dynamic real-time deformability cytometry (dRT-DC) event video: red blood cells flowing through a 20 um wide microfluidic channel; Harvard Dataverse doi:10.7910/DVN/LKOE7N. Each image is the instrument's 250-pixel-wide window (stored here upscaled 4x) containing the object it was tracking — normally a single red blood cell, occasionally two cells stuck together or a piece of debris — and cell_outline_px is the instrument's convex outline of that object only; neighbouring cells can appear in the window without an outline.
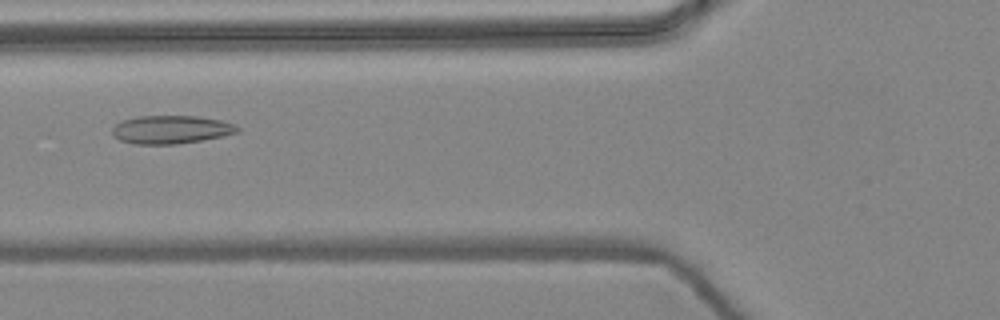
{"species": "common noctule bat (a hibernating species)", "species_latin": "Nyctalus noctula", "temperature_condition": "warm", "stored_images_in_passage": 8, "camera_frame_rate_fps": 3000, "um_per_image_px": 0.085, "animal": {"sex": "female", "body_mass_g": 24.6, "forearm_length_mm": 56.2}, "frame": {"image": 1, "passage_image": 6, "time_ms": 1.667, "image_size_px": [1000, 320], "cell_outline_px": [[240, 132], [200, 140], [176, 144], [132, 144], [120, 140], [112, 136], [112, 128], [116, 124], [124, 120], [140, 116], [196, 116], [220, 120], [236, 124], [240, 128]], "centroid_in_image_um": [14.53, 11.01], "position_along_channel_um": 111.3, "area_um2": 20.52}}
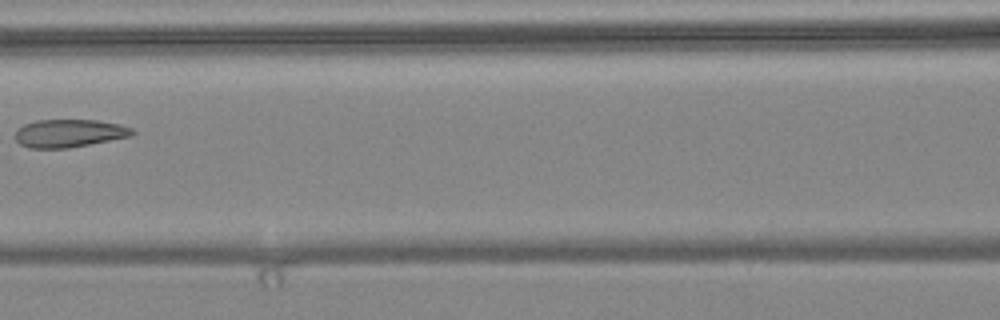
{"frame": {"image": 2, "passage_image": 7, "time_ms": 2.0, "image_size_px": [1000, 320], "cell_outline_px": [[136, 132], [132, 136], [68, 148], [28, 148], [20, 144], [16, 140], [16, 128], [24, 124], [36, 120], [96, 120], [120, 124], [132, 128]], "centroid_in_image_um": [5.88, 11.32], "position_along_channel_um": 160.7, "area_um2": 19.13}}
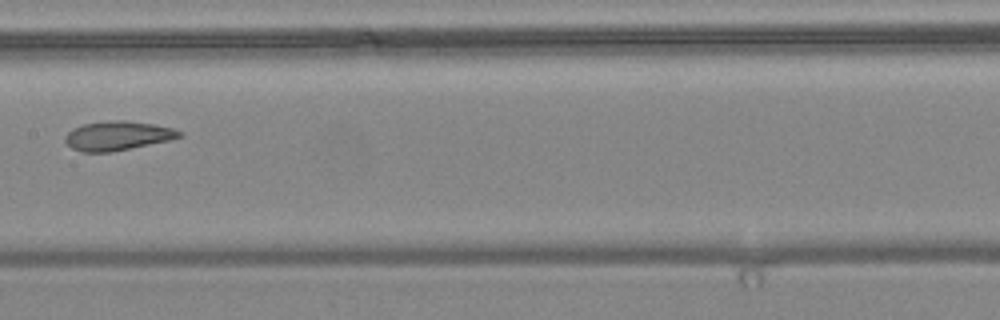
{"frame": {"image": 3, "passage_image": 8, "time_ms": 2.333, "image_size_px": [1000, 320], "cell_outline_px": [[184, 136], [172, 140], [112, 152], [84, 152], [72, 148], [64, 140], [64, 136], [72, 128], [84, 124], [112, 120], [124, 120], [152, 124], [172, 128], [184, 132]], "centroid_in_image_um": [10.03, 11.54], "position_along_channel_um": 197.4, "area_um2": 19.54}}